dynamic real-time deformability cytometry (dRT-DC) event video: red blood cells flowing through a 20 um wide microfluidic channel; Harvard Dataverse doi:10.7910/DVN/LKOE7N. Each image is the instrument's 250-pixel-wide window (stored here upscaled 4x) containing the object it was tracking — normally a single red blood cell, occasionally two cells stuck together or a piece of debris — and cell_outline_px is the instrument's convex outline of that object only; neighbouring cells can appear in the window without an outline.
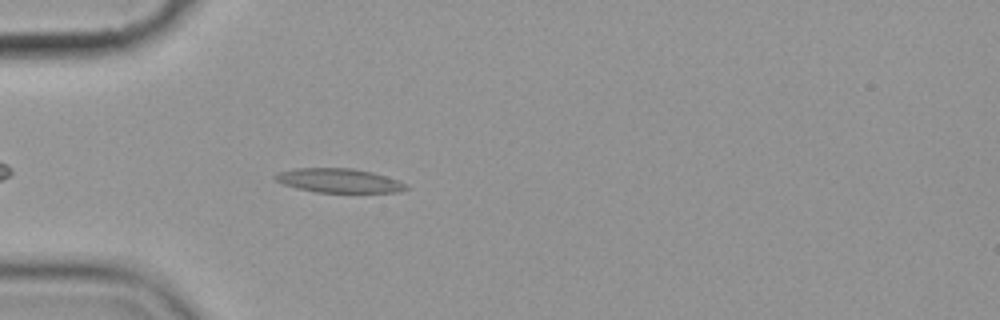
{"species": "common noctule bat (a hibernating species)", "species_latin": "Nyctalus noctula", "temperature_condition": "cold", "stored_images_in_passage": 5, "camera_frame_rate_fps": 3000, "um_per_image_px": 0.085, "animal": {"sex": "female", "body_mass_g": 19.9}, "frame": {"image": 1, "passage_image": 5, "time_ms": 5.333, "image_size_px": [1000, 320], "cell_outline_px": [[408, 188], [400, 192], [316, 192], [296, 188], [284, 184], [276, 180], [272, 176], [276, 172], [296, 168], [352, 168], [372, 172], [408, 184]], "centroid_in_image_um": [28.77, 15.34], "position_along_channel_um": 56.2, "area_um2": 18.32}}